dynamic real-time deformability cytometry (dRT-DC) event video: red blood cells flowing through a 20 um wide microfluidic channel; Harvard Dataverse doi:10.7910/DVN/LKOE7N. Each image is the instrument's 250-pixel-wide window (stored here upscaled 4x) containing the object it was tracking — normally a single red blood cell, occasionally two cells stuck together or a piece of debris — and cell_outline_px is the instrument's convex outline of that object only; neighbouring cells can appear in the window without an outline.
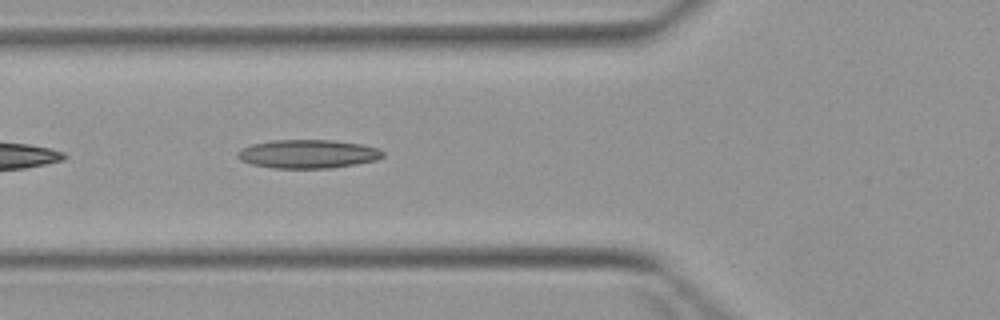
{"species": "Egyptian fruit bat (a non-hibernating species)", "species_latin": "Rousettus aegyptiacus", "temperature_condition": "warm", "stored_images_in_passage": 5, "camera_frame_rate_fps": 3000, "um_per_image_px": 0.085, "animal": {"sex": "female"}, "frame": {"image": 1, "passage_image": 5, "time_ms": 5.667, "image_size_px": [1000, 320], "cell_outline_px": [[384, 156], [376, 160], [356, 164], [328, 168], [272, 168], [252, 164], [240, 160], [236, 156], [236, 152], [240, 148], [252, 144], [272, 140], [332, 140], [360, 144], [380, 148], [384, 152]], "centroid_in_image_um": [26.15, 13.08], "position_along_channel_um": 99.6, "area_um2": 24.33}}